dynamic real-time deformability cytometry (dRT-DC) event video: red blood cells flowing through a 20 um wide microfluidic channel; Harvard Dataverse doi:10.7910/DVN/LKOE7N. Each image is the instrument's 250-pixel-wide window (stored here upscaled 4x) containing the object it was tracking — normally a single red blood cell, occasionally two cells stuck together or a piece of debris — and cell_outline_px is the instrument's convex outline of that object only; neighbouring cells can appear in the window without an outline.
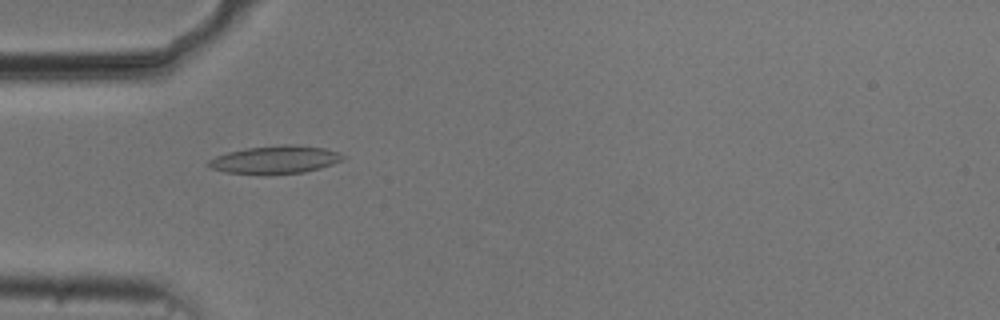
{"species": "common noctule bat (a hibernating species)", "species_latin": "Nyctalus noctula", "temperature_condition": "cold", "stored_images_in_passage": 37, "camera_frame_rate_fps": 3000, "um_per_image_px": 0.085, "animal": {"sex": "male", "body_mass_g": 20.5, "forearm_length_mm": 52.5}, "frame": {"image": 1, "passage_image": 9, "time_ms": 2.667, "image_size_px": [1000, 320], "cell_outline_px": [[348, 156], [344, 160], [320, 168], [304, 172], [268, 176], [264, 176], [224, 172], [212, 168], [208, 164], [208, 160], [216, 156], [228, 152], [244, 148], [284, 144], [296, 144], [324, 148], [340, 152]], "centroid_in_image_um": [23.43, 13.59], "position_along_channel_um": 61.6, "area_um2": 22.54}}
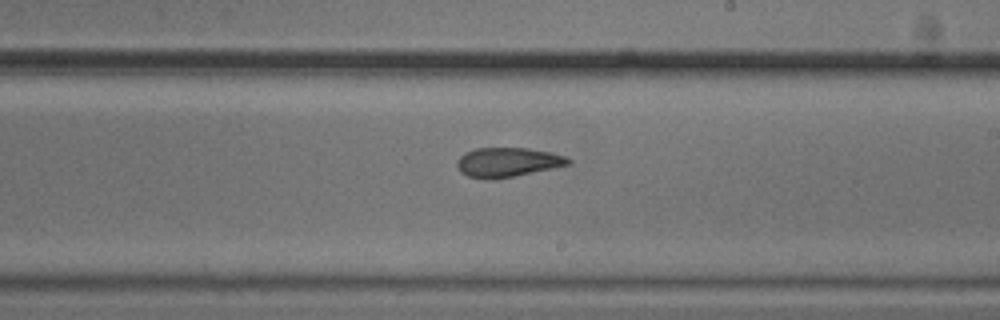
{"frame": {"image": 2, "passage_image": 24, "time_ms": 7.667, "image_size_px": [1000, 320], "cell_outline_px": [[572, 164], [516, 176], [496, 180], [488, 180], [468, 176], [460, 172], [456, 164], [456, 160], [464, 152], [476, 148], [528, 148], [552, 152], [564, 156], [572, 160]], "centroid_in_image_um": [43.14, 13.8], "position_along_channel_um": 245.9, "area_um2": 19.42}}
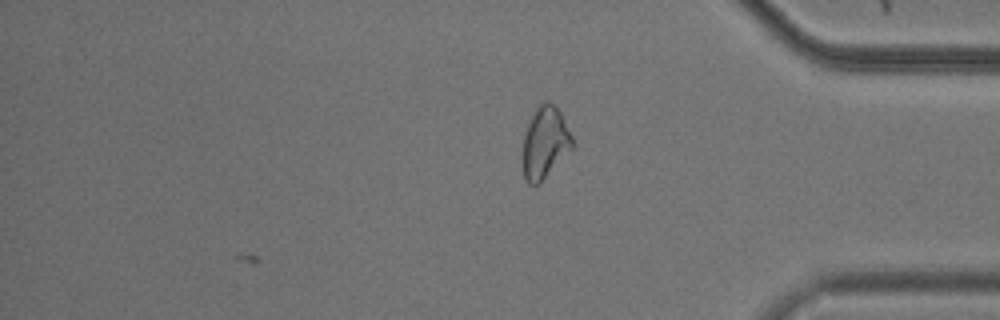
{"frame": {"image": 3, "passage_image": 37, "time_ms": 12.0, "image_size_px": [1000, 320], "cell_outline_px": [[572, 148], [540, 184], [528, 184], [524, 176], [524, 136], [528, 124], [536, 108], [544, 100], [548, 100], [560, 112], [572, 136]], "centroid_in_image_um": [46.33, 12.13], "position_along_channel_um": 388.9, "area_um2": 20.23}, "authors_computed_cell_mechanics": {"area_um2": 19.5942, "velocity_mm_per_s": 3.7196, "shape_relaxation_time_tau1_ms": 6.9164, "shape_relaxation_time_tau2_ms": 5.3831, "deformation_change_tau1": 0.1422, "deformation_change_tau2": 0.1228}}